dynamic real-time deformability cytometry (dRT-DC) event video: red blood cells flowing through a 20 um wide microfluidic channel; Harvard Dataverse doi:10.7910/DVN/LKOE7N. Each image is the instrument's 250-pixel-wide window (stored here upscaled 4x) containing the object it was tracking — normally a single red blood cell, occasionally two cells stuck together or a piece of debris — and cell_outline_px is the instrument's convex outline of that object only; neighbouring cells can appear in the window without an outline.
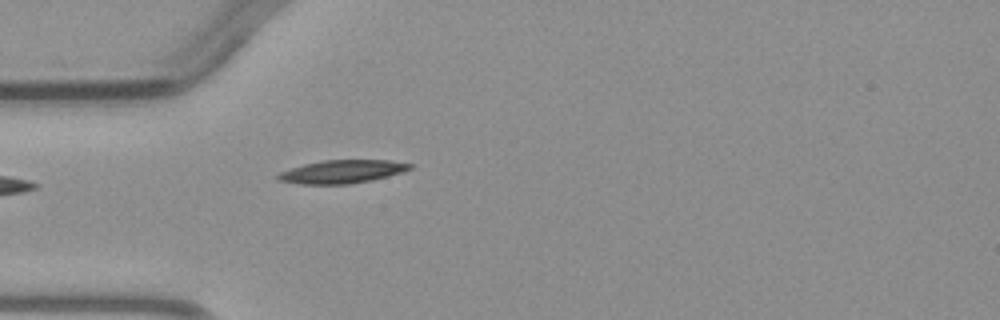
{"species": "common noctule bat (a hibernating species)", "species_latin": "Nyctalus noctula", "temperature_condition": "warm", "stored_images_in_passage": 3, "camera_frame_rate_fps": 3000, "um_per_image_px": 0.085, "animal": {"sex": "male", "body_mass_g": 23.1, "forearm_length_mm": 52.7}, "frame": {"image": 1, "passage_image": 3, "time_ms": 2.333, "image_size_px": [1000, 320], "cell_outline_px": [[412, 168], [404, 172], [388, 176], [348, 184], [300, 184], [276, 180], [276, 176], [280, 172], [304, 164], [324, 160], [388, 160], [412, 164]], "centroid_in_image_um": [29.06, 14.59], "position_along_channel_um": 55.9, "area_um2": 17.69}}